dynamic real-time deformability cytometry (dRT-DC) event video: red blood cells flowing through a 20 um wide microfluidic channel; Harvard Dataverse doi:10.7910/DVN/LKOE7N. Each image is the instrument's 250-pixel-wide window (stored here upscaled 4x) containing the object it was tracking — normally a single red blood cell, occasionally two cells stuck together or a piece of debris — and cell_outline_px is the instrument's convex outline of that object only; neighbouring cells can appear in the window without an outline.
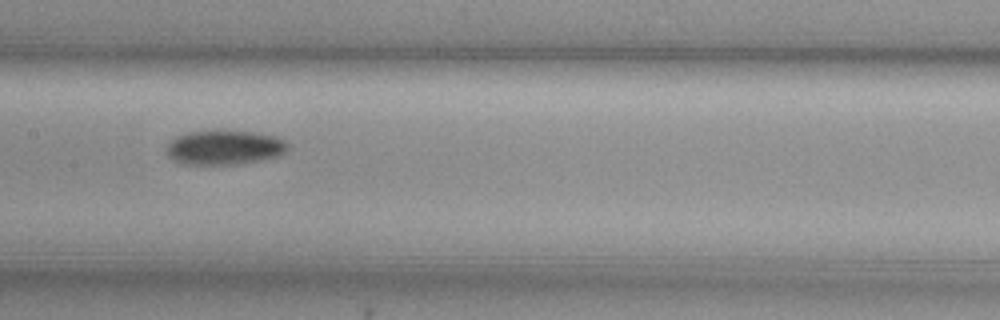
{"species": "common noctule bat (a hibernating species)", "species_latin": "Nyctalus noctula", "temperature_condition": "cold", "stored_images_in_passage": 38, "camera_frame_rate_fps": 3000, "um_per_image_px": 0.085, "animal": {"sex": "female", "body_mass_g": 29.2, "forearm_length_mm": 56.3}, "frame": {"image": 1, "passage_image": 10, "time_ms": 3.0, "image_size_px": [1000, 320], "cell_outline_px": [[288, 148], [280, 156], [260, 160], [236, 164], [180, 164], [168, 156], [164, 148], [176, 136], [188, 132], [216, 128], [220, 128], [252, 132], [276, 136], [284, 140], [288, 144]], "centroid_in_image_um": [19.04, 12.5], "position_along_channel_um": 188.4, "area_um2": 25.03}}
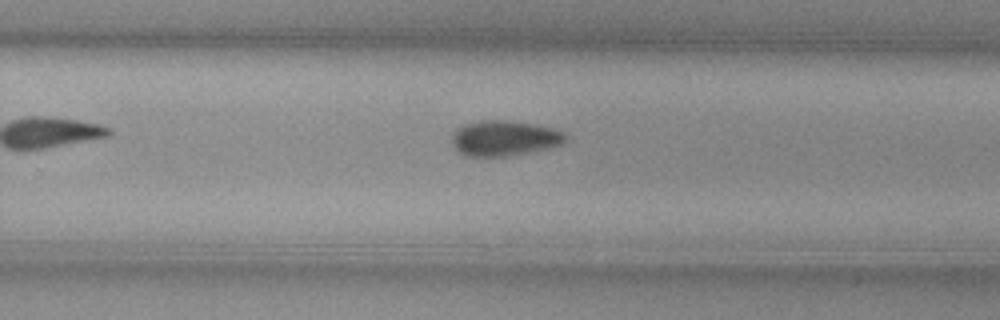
{"frame": {"image": 2, "passage_image": 18, "time_ms": 5.667, "image_size_px": [1000, 320], "cell_outline_px": [[568, 136], [560, 144], [552, 148], [512, 156], [464, 156], [452, 144], [452, 136], [456, 128], [464, 124], [480, 120], [512, 120], [540, 124], [564, 132]], "centroid_in_image_um": [42.9, 11.74], "position_along_channel_um": 286.9, "area_um2": 23.87}}
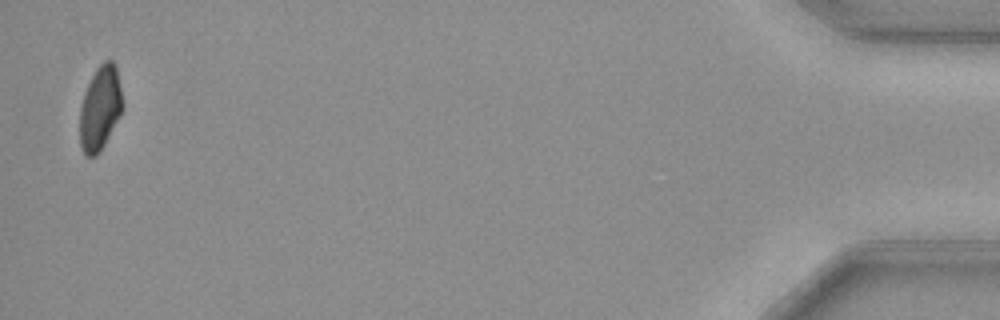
{"frame": {"image": 3, "passage_image": 37, "time_ms": 12.0, "image_size_px": [1000, 320], "cell_outline_px": [[124, 108], [120, 116], [104, 144], [96, 156], [84, 156], [80, 144], [80, 104], [84, 92], [96, 68], [104, 60], [112, 60], [116, 68], [124, 104]], "centroid_in_image_um": [8.51, 9.19], "position_along_channel_um": 426.7, "area_um2": 21.04}}